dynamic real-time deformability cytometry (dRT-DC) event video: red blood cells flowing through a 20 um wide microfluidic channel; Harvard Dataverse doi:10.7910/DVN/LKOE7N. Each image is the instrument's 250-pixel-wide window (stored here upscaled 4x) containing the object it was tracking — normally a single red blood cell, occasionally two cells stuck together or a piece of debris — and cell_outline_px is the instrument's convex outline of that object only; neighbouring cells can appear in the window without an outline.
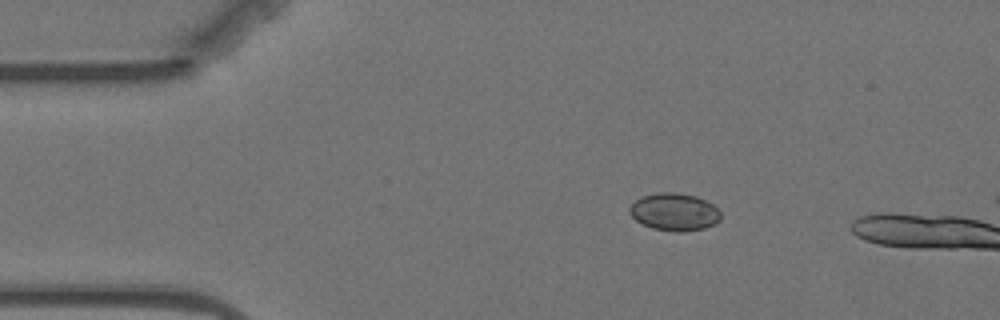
{"species": "Egyptian fruit bat (a non-hibernating species)", "species_latin": "Rousettus aegyptiacus", "temperature_condition": "warm", "stored_images_in_passage": 4, "camera_frame_rate_fps": 3000, "um_per_image_px": 0.085, "animal": {"sex": "female"}, "frame": {"image": 1, "passage_image": 1, "time_ms": 0.0, "image_size_px": [1000, 320], "cell_outline_px": [[720, 220], [716, 224], [704, 228], [684, 232], [676, 232], [652, 228], [636, 220], [628, 212], [628, 208], [640, 196], [656, 192], [676, 192], [696, 196], [712, 204], [720, 212]], "centroid_in_image_um": [57.31, 18.01], "position_along_channel_um": 27.7, "area_um2": 20.06}}
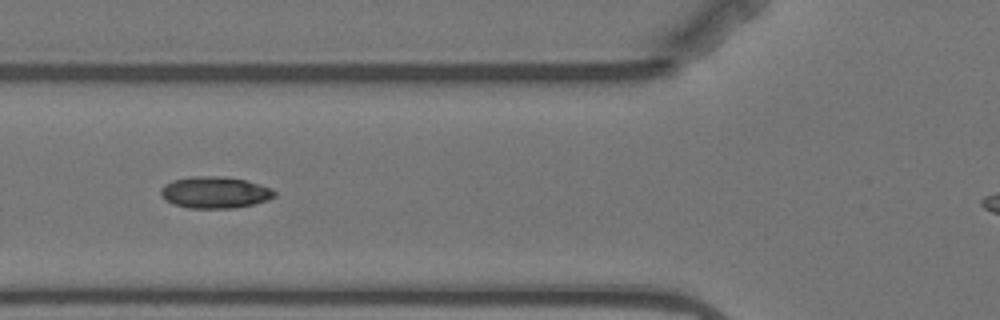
{"frame": {"image": 2, "passage_image": 4, "time_ms": 3.667, "image_size_px": [1000, 320], "cell_outline_px": [[276, 196], [268, 200], [236, 208], [188, 208], [172, 204], [160, 192], [160, 188], [164, 184], [172, 180], [196, 176], [220, 176], [244, 180], [260, 184], [272, 188], [276, 192]], "centroid_in_image_um": [18.28, 16.36], "position_along_channel_um": 107.5, "area_um2": 20.92}}